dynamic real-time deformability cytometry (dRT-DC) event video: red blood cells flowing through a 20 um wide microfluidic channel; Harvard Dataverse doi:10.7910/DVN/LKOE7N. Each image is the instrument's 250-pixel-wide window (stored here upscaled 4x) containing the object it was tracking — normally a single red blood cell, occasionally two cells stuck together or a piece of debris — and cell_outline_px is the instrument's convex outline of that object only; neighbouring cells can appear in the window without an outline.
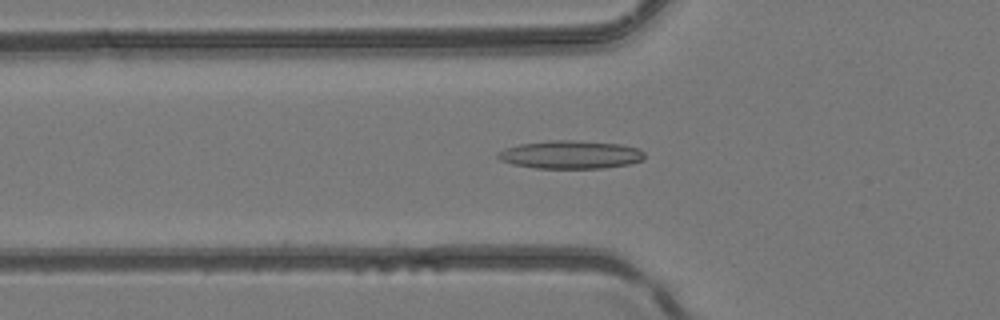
{"species": "common noctule bat (a hibernating species)", "species_latin": "Nyctalus noctula", "temperature_condition": "room temperature", "stored_images_in_passage": 44, "camera_frame_rate_fps": 3000, "um_per_image_px": 0.085, "animal": {"sex": "female", "body_mass_g": 24.6, "forearm_length_mm": 56.2}, "frame": {"image": 1, "passage_image": 17, "time_ms": 5.333, "image_size_px": [1000, 320], "cell_outline_px": [[644, 160], [628, 164], [604, 168], [536, 168], [512, 164], [500, 160], [496, 156], [500, 152], [508, 148], [520, 144], [552, 140], [572, 140], [620, 144], [640, 148], [644, 152]], "centroid_in_image_um": [48.54, 13.15], "position_along_channel_um": 77.3, "area_um2": 23.93}}
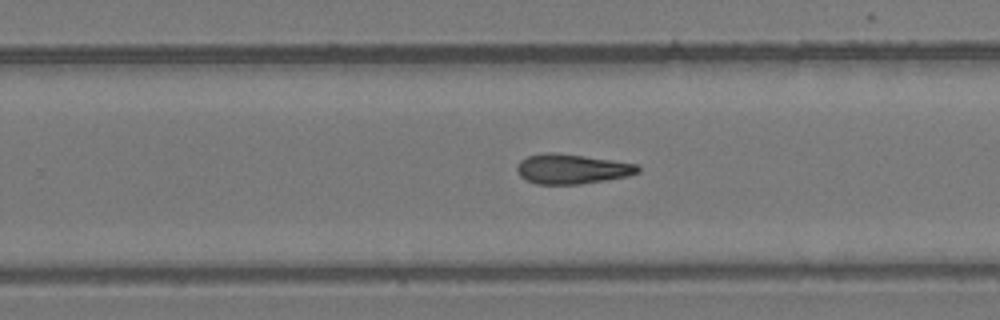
{"frame": {"image": 2, "passage_image": 31, "time_ms": 10.0, "image_size_px": [1000, 320], "cell_outline_px": [[640, 172], [628, 176], [608, 180], [580, 184], [536, 184], [524, 180], [520, 176], [516, 168], [520, 160], [528, 156], [548, 152], [552, 152], [584, 156], [636, 164], [640, 168]], "centroid_in_image_um": [48.59, 14.37], "position_along_channel_um": 281.2, "area_um2": 20.98}}
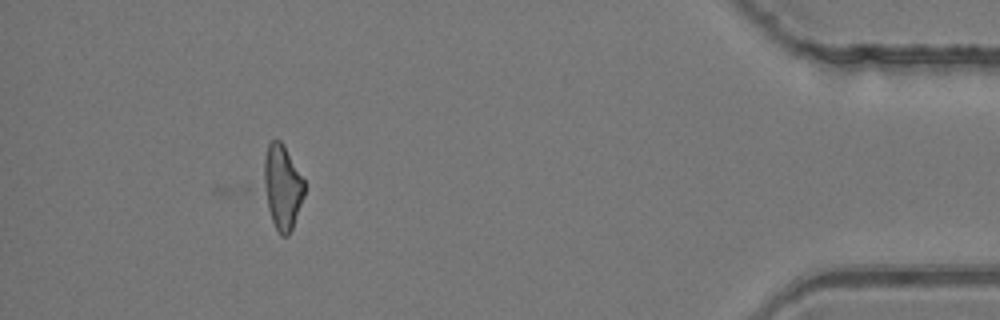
{"frame": {"image": 3, "passage_image": 44, "time_ms": 14.333, "image_size_px": [1000, 320], "cell_outline_px": [[304, 196], [292, 228], [288, 236], [280, 236], [272, 220], [260, 188], [264, 156], [268, 144], [272, 140], [280, 140], [284, 144], [304, 180]], "centroid_in_image_um": [23.93, 15.87], "position_along_channel_um": 411.3, "area_um2": 20.58}}